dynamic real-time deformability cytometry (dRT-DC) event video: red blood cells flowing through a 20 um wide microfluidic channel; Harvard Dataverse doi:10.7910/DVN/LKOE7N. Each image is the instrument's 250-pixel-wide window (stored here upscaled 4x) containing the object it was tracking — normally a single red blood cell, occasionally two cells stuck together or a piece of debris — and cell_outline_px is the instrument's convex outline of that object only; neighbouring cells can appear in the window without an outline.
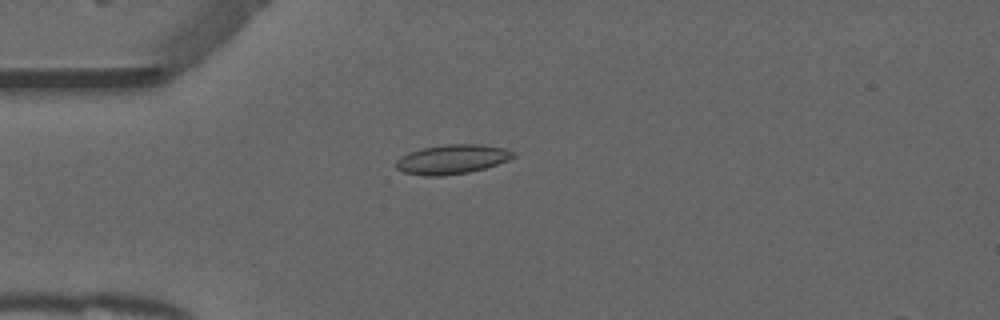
{"species": "common noctule bat (a hibernating species)", "species_latin": "Nyctalus noctula", "temperature_condition": "warm", "stored_images_in_passage": 51, "camera_frame_rate_fps": 3000, "um_per_image_px": 0.085, "animal": {"sex": "male", "forearm_length_mm": 52.5}, "frame": {"image": 1, "passage_image": 13, "time_ms": 4.0, "image_size_px": [1000, 320], "cell_outline_px": [[516, 156], [508, 160], [484, 168], [468, 172], [440, 176], [424, 176], [404, 172], [396, 168], [396, 160], [400, 156], [408, 152], [420, 148], [444, 144], [480, 144], [504, 148], [516, 152]], "centroid_in_image_um": [38.41, 13.53], "position_along_channel_um": 46.6, "area_um2": 20.17}}
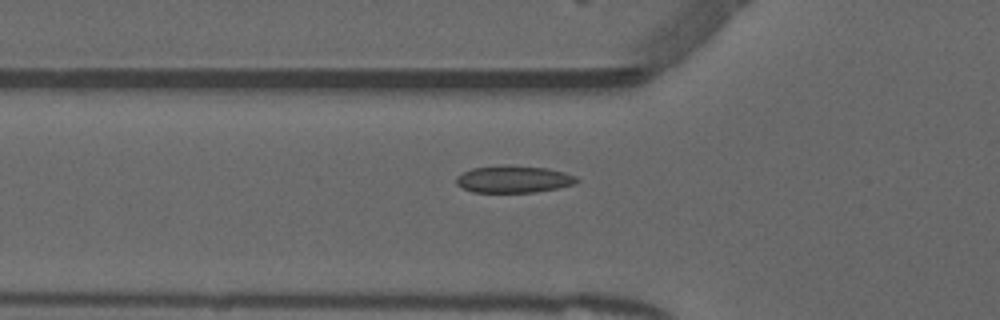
{"frame": {"image": 2, "passage_image": 17, "time_ms": 5.333, "image_size_px": [1000, 320], "cell_outline_px": [[580, 180], [576, 184], [556, 188], [532, 192], [472, 192], [456, 184], [456, 176], [472, 168], [504, 164], [508, 164], [548, 168], [564, 172], [576, 176]], "centroid_in_image_um": [43.66, 15.21], "position_along_channel_um": 82.1, "area_um2": 19.19}}
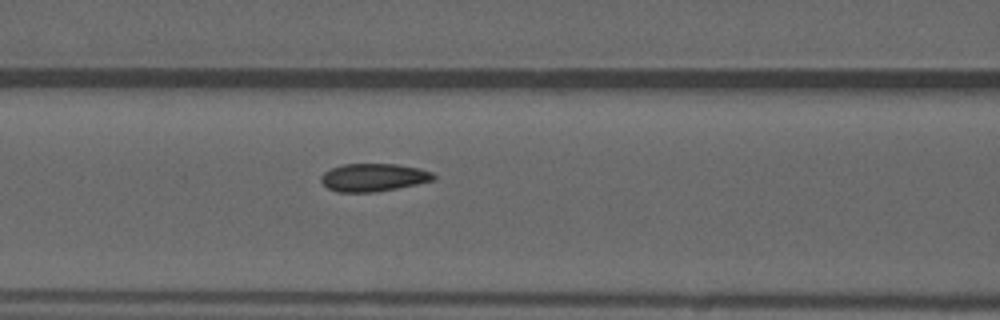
{"frame": {"image": 3, "passage_image": 21, "time_ms": 6.667, "image_size_px": [1000, 320], "cell_outline_px": [[436, 180], [376, 192], [340, 192], [328, 188], [320, 180], [320, 176], [324, 172], [332, 168], [344, 164], [396, 164], [420, 168], [432, 172], [436, 176]], "centroid_in_image_um": [31.77, 15.08], "position_along_channel_um": 134.8, "area_um2": 18.26}, "authors_computed_cell_mechanics": {"area_um2": 18.2648, "velocity_mm_per_s": 3.9073, "shape_relaxation_time_tau1_ms": null, "shape_relaxation_time_tau2_ms": 1.1613, "deformation_change_tau1": null, "deformation_change_tau2": 0.0472}}